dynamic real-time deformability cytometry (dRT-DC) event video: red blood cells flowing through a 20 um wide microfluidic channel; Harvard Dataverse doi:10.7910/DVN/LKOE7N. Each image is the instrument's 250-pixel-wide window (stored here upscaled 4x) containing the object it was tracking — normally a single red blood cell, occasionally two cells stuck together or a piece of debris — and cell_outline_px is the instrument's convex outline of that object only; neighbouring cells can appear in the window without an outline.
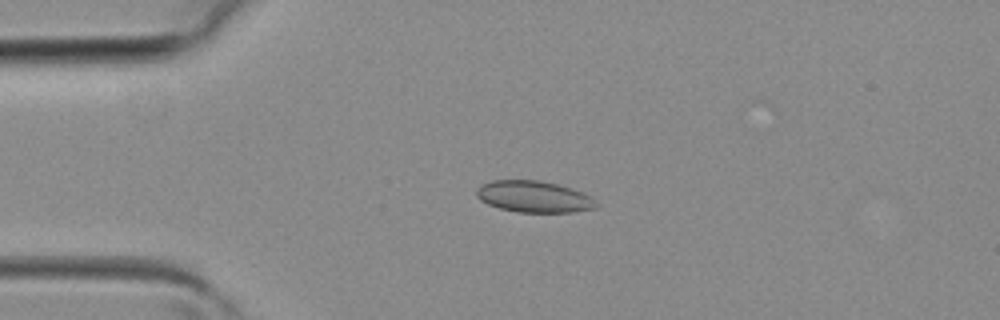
{"species": "common noctule bat (a hibernating species)", "species_latin": "Nyctalus noctula", "temperature_condition": "room temperature", "stored_images_in_passage": 35, "camera_frame_rate_fps": 3000, "um_per_image_px": 0.085, "animal": {"sex": "female", "body_mass_g": 19.3, "forearm_length_mm": 54.1}, "frame": {"image": 1, "passage_image": 8, "time_ms": 2.333, "image_size_px": [1000, 320], "cell_outline_px": [[596, 208], [572, 212], [516, 212], [500, 208], [488, 204], [480, 200], [476, 196], [476, 188], [480, 184], [492, 180], [540, 180], [560, 184], [584, 192], [596, 204]], "centroid_in_image_um": [45.33, 16.7], "position_along_channel_um": 39.7, "area_um2": 22.08}}
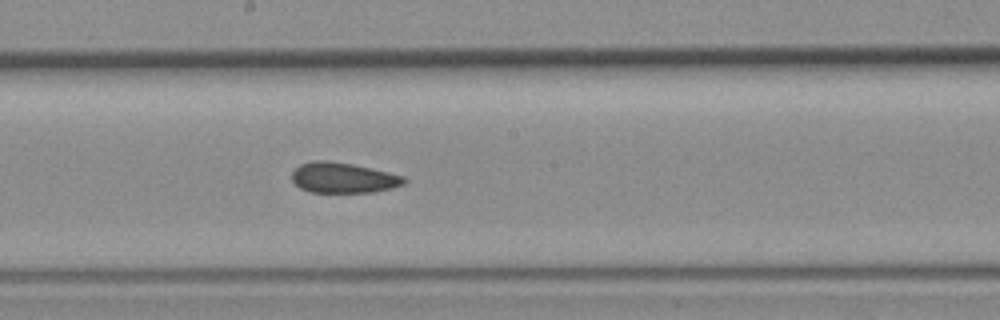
{"frame": {"image": 2, "passage_image": 20, "time_ms": 6.333, "image_size_px": [1000, 320], "cell_outline_px": [[408, 180], [404, 184], [392, 188], [372, 192], [312, 192], [300, 188], [292, 180], [292, 172], [300, 164], [316, 160], [324, 160], [352, 164], [388, 172], [404, 176]], "centroid_in_image_um": [29.18, 15.11], "position_along_channel_um": 219.0, "area_um2": 19.77}}
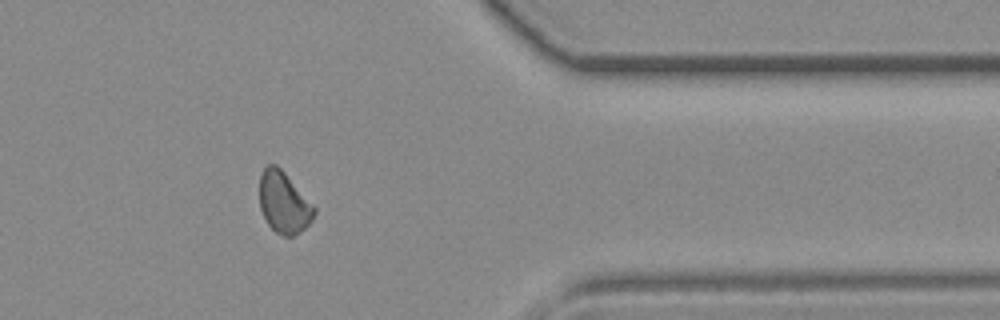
{"frame": {"image": 3, "passage_image": 31, "time_ms": 10.0, "image_size_px": [1000, 320], "cell_outline_px": [[316, 212], [312, 220], [304, 228], [292, 236], [284, 236], [276, 232], [268, 224], [260, 208], [260, 172], [268, 164], [276, 164], [284, 172], [316, 208]], "centroid_in_image_um": [24.11, 17.2], "position_along_channel_um": 387.3, "area_um2": 19.31}}